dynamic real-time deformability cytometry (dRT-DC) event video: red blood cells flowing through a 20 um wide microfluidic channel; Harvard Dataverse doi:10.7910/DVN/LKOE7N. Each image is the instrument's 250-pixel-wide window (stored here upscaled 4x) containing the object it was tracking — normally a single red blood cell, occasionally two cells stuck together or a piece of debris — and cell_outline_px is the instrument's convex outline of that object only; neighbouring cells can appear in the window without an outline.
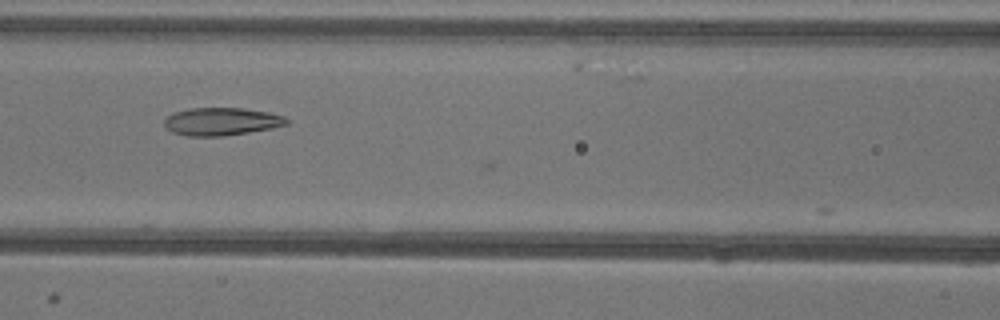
{"species": "common noctule bat (a hibernating species)", "species_latin": "Nyctalus noctula", "temperature_condition": "warm", "stored_images_in_passage": 30, "camera_frame_rate_fps": 3000, "um_per_image_px": 0.085, "animal": {"sex": "female"}, "frame": {"image": 1, "passage_image": 6, "time_ms": 1.667, "image_size_px": [1000, 320], "cell_outline_px": [[288, 124], [272, 128], [224, 136], [188, 136], [172, 132], [164, 124], [164, 120], [168, 116], [176, 112], [188, 108], [244, 108], [268, 112], [284, 116], [288, 120]], "centroid_in_image_um": [18.84, 10.33], "position_along_channel_um": 147.8, "area_um2": 19.71}}
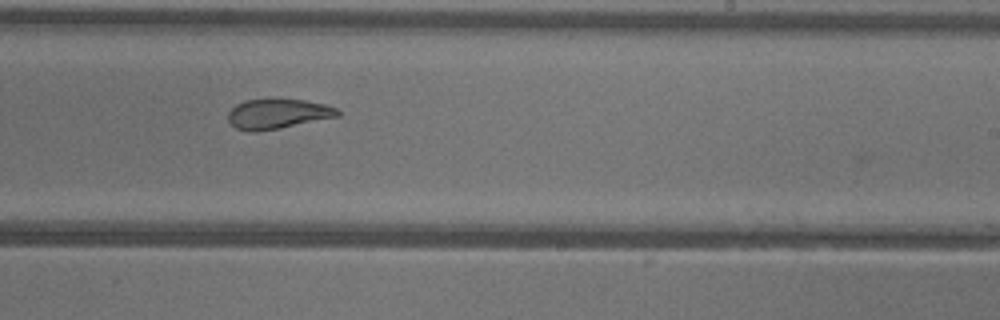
{"frame": {"image": 2, "passage_image": 15, "time_ms": 4.667, "image_size_px": [1000, 320], "cell_outline_px": [[340, 116], [280, 128], [256, 132], [248, 132], [236, 128], [228, 120], [228, 112], [236, 104], [244, 100], [268, 96], [276, 96], [304, 100], [324, 104], [336, 108], [340, 112]], "centroid_in_image_um": [23.57, 9.63], "position_along_channel_um": 265.4, "area_um2": 19.88}}
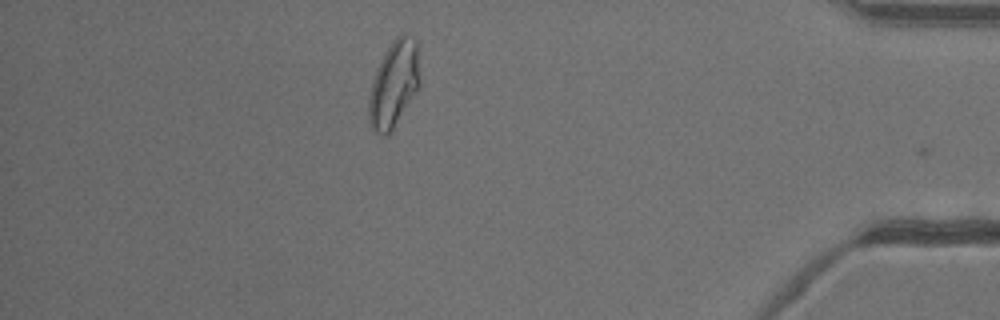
{"frame": {"image": 3, "passage_image": 29, "time_ms": 9.333, "image_size_px": [1000, 320], "cell_outline_px": [[420, 84], [416, 92], [392, 128], [384, 136], [376, 132], [372, 128], [368, 120], [368, 100], [372, 80], [376, 68], [380, 60], [396, 36], [400, 32], [404, 32], [416, 40], [420, 80]], "centroid_in_image_um": [33.46, 7.1], "position_along_channel_um": 401.7, "area_um2": 25.43}, "authors_computed_cell_mechanics": {"area_um2": 19.2474, "velocity_mm_per_s": 3.9293, "shape_relaxation_time_tau1_ms": null, "shape_relaxation_time_tau2_ms": 2.185, "deformation_change_tau1": null, "deformation_change_tau2": 0.0441}}